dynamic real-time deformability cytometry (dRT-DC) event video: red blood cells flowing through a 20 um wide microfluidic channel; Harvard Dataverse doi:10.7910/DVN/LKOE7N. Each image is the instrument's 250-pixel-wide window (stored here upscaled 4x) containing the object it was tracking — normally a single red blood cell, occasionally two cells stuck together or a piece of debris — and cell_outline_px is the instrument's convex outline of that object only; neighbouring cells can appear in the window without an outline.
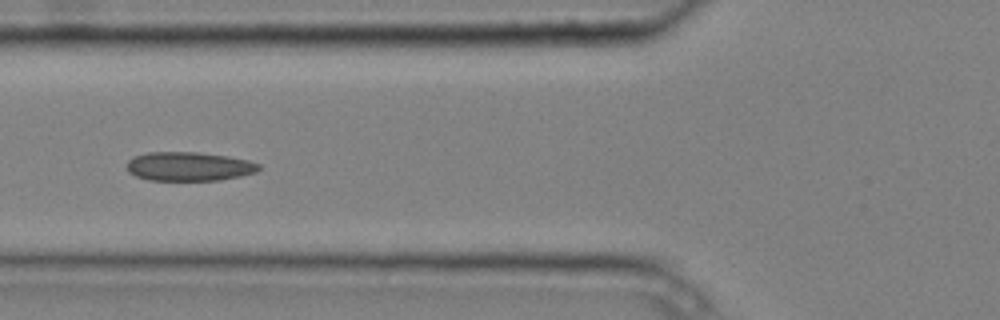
{"species": "common noctule bat (a hibernating species)", "species_latin": "Nyctalus noctula", "temperature_condition": "cold", "stored_images_in_passage": 5, "camera_frame_rate_fps": 3000, "um_per_image_px": 0.085, "animal": {"sex": "male", "body_mass_g": 20.4}, "frame": {"image": 1, "passage_image": 3, "time_ms": 0.667, "image_size_px": [1000, 320], "cell_outline_px": [[260, 168], [256, 172], [240, 176], [220, 180], [148, 180], [136, 176], [128, 172], [128, 160], [136, 156], [148, 152], [196, 152], [228, 156], [248, 160], [260, 164]], "centroid_in_image_um": [16.08, 14.15], "position_along_channel_um": 109.7, "area_um2": 22.2}}
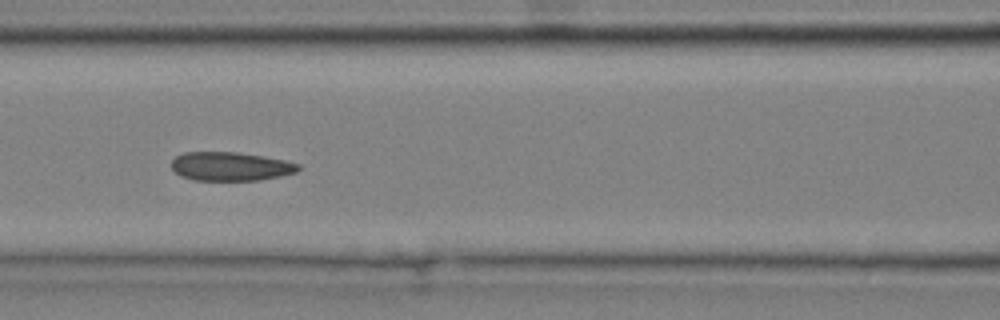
{"frame": {"image": 2, "passage_image": 4, "time_ms": 1.0, "image_size_px": [1000, 320], "cell_outline_px": [[300, 168], [296, 172], [280, 176], [260, 180], [192, 180], [180, 176], [172, 168], [172, 160], [176, 156], [184, 152], [236, 152], [264, 156], [284, 160], [300, 164]], "centroid_in_image_um": [19.59, 14.14], "position_along_channel_um": 147.0, "area_um2": 21.27}}
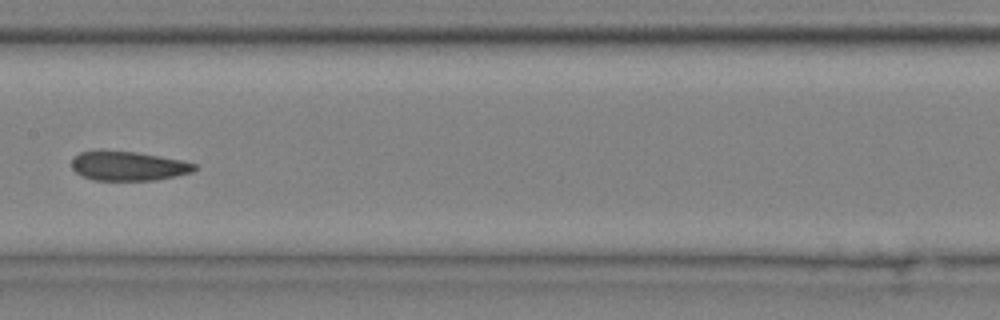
{"frame": {"image": 3, "passage_image": 5, "time_ms": 1.333, "image_size_px": [1000, 320], "cell_outline_px": [[196, 168], [192, 172], [156, 180], [92, 180], [76, 172], [72, 168], [72, 156], [80, 152], [100, 148], [136, 152], [184, 160], [196, 164]], "centroid_in_image_um": [10.85, 14.07], "position_along_channel_um": 196.5, "area_um2": 21.44}}